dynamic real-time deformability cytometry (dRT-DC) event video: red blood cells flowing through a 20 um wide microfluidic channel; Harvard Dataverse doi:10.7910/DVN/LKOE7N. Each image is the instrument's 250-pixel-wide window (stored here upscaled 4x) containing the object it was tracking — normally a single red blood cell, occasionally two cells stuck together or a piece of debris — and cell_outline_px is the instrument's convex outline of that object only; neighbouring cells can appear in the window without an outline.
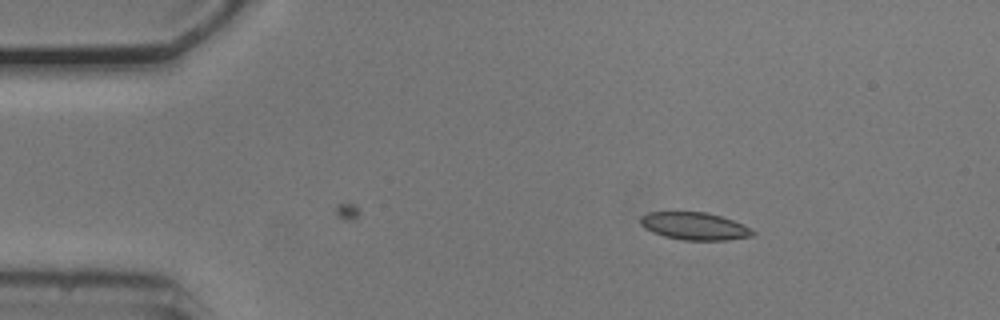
{"species": "common noctule bat (a hibernating species)", "species_latin": "Nyctalus noctula", "temperature_condition": "cold", "stored_images_in_passage": 8, "camera_frame_rate_fps": 3000, "um_per_image_px": 0.085, "animal": {"sex": "male", "body_mass_g": 20.5, "forearm_length_mm": 52.5}, "frame": {"image": 1, "passage_image": 1, "time_ms": 0.0, "image_size_px": [1000, 320], "cell_outline_px": [[756, 232], [752, 236], [728, 240], [684, 240], [664, 236], [652, 232], [644, 228], [640, 224], [640, 216], [648, 212], [708, 212], [744, 224], [752, 228]], "centroid_in_image_um": [59.04, 19.22], "position_along_channel_um": 26.0, "area_um2": 18.15}}